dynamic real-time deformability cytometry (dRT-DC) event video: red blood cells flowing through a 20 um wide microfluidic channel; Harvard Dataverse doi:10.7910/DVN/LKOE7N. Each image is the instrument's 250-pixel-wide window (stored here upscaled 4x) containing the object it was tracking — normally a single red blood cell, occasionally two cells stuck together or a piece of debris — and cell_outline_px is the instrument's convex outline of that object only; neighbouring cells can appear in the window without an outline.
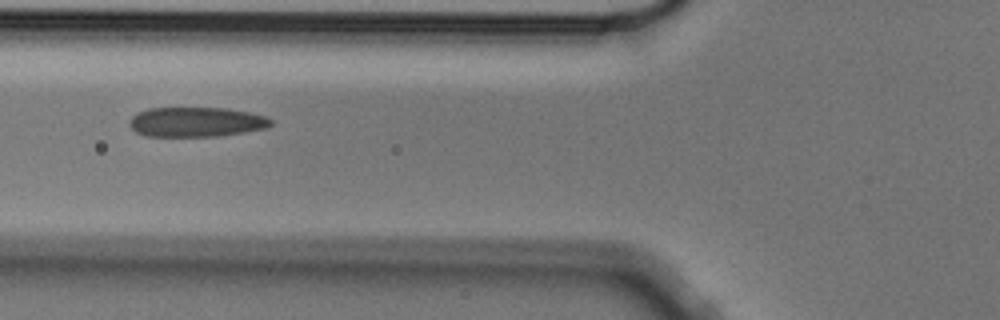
{"species": "Egyptian fruit bat (a non-hibernating species)", "species_latin": "Rousettus aegyptiacus", "temperature_condition": "cold", "stored_images_in_passage": 4, "camera_frame_rate_fps": 3000, "um_per_image_px": 0.085, "animal": {"sex": "male"}, "frame": {"image": 1, "passage_image": 3, "time_ms": 0.667, "image_size_px": [1000, 320], "cell_outline_px": [[272, 124], [268, 128], [220, 136], [144, 136], [136, 132], [128, 124], [132, 116], [136, 112], [148, 108], [228, 108], [268, 116], [272, 120]], "centroid_in_image_um": [16.69, 10.36], "position_along_channel_um": 109.1, "area_um2": 24.74}}
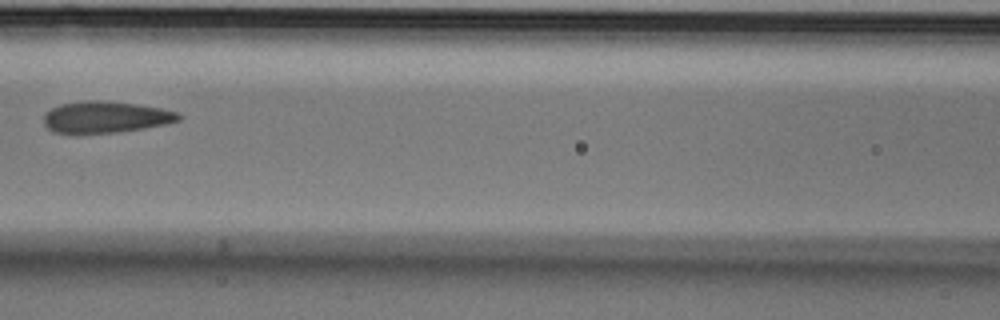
{"frame": {"image": 2, "passage_image": 4, "time_ms": 1.0, "image_size_px": [1000, 320], "cell_outline_px": [[180, 120], [164, 124], [144, 128], [120, 132], [52, 132], [44, 124], [44, 116], [52, 108], [60, 104], [88, 100], [100, 100], [136, 104], [160, 108], [176, 112], [180, 116]], "centroid_in_image_um": [8.97, 9.94], "position_along_channel_um": 157.6, "area_um2": 24.28}}